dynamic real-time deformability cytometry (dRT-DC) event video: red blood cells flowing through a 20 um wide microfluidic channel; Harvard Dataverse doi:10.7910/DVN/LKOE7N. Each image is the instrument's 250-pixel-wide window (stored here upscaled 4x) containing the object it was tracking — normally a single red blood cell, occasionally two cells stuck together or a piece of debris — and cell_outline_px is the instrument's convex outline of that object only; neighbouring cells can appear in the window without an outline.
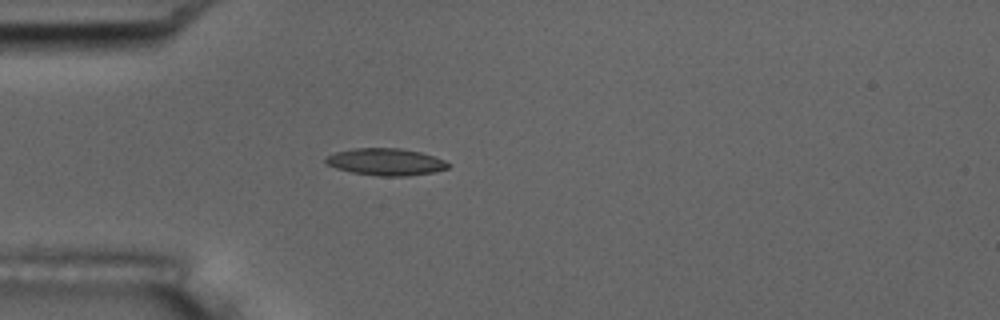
{"species": "common noctule bat (a hibernating species)", "species_latin": "Nyctalus noctula", "temperature_condition": "room temperature", "stored_images_in_passage": 42, "camera_frame_rate_fps": 3000, "um_per_image_px": 0.085, "animal": {"sex": "male", "body_mass_g": 17.5, "forearm_length_mm": 52.3}, "frame": {"image": 1, "passage_image": 2, "time_ms": 0.333, "image_size_px": [1000, 320], "cell_outline_px": [[448, 168], [432, 172], [408, 176], [376, 176], [352, 172], [336, 168], [324, 164], [324, 156], [336, 152], [352, 148], [400, 148], [420, 152], [444, 160], [448, 164]], "centroid_in_image_um": [32.71, 13.76], "position_along_channel_um": 52.3, "area_um2": 19.31}}
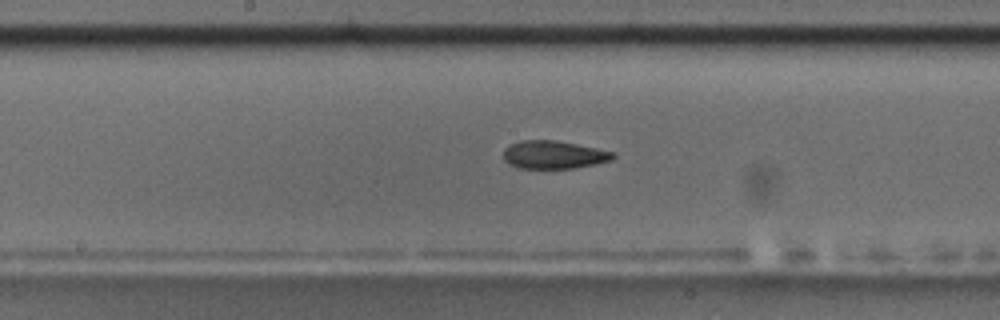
{"frame": {"image": 2, "passage_image": 15, "time_ms": 4.667, "image_size_px": [1000, 320], "cell_outline_px": [[616, 156], [612, 160], [596, 164], [572, 168], [516, 168], [508, 164], [504, 160], [504, 148], [508, 144], [520, 140], [556, 140], [616, 152]], "centroid_in_image_um": [47.05, 13.15], "position_along_channel_um": 201.2, "area_um2": 18.09}}
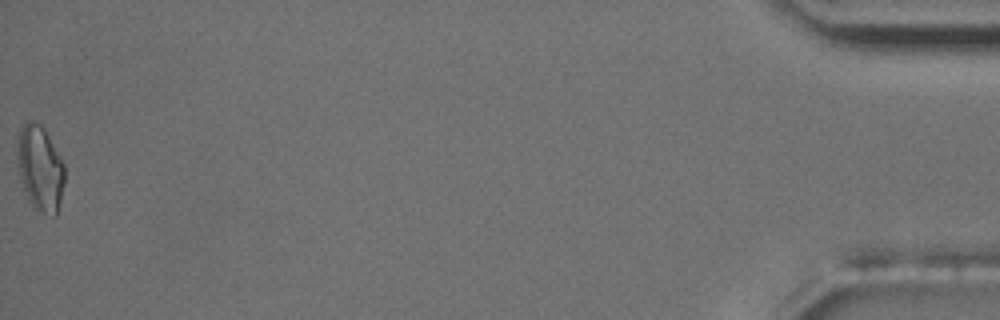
{"frame": {"image": 3, "passage_image": 42, "time_ms": 13.667, "image_size_px": [1000, 320], "cell_outline_px": [[64, 180], [60, 200], [56, 216], [52, 216], [36, 208], [28, 200], [24, 188], [16, 156], [16, 136], [20, 128], [28, 120], [36, 120], [44, 128], [64, 164]], "centroid_in_image_um": [3.38, 14.23], "position_along_channel_um": 431.8, "area_um2": 23.41}, "authors_computed_cell_mechanics": {"area_um2": 18.6694, "velocity_mm_per_s": 3.6489, "shape_relaxation_time_tau1_ms": 5.0563, "shape_relaxation_time_tau2_ms": 2.4973, "deformation_change_tau1": 0.1545, "deformation_change_tau2": 0.0895}}